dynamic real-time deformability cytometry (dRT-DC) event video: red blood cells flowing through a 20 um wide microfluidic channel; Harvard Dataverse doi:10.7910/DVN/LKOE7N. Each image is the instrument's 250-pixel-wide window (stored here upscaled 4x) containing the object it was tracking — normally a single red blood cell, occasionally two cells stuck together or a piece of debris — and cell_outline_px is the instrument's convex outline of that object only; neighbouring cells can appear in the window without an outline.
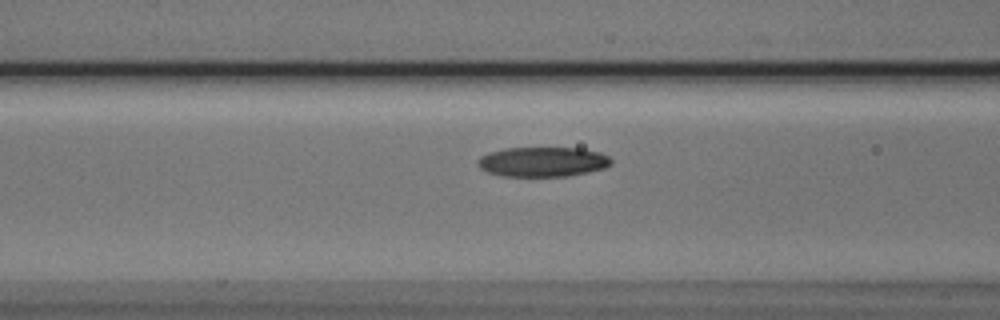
{"species": "Egyptian fruit bat (a non-hibernating species)", "species_latin": "Rousettus aegyptiacus", "temperature_condition": "cold", "stored_images_in_passage": 37, "camera_frame_rate_fps": 3000, "um_per_image_px": 0.085, "animal": {"sex": "male"}, "frame": {"image": 1, "passage_image": 10, "time_ms": 3.0, "image_size_px": [1000, 320], "cell_outline_px": [[612, 164], [604, 168], [588, 172], [568, 176], [500, 176], [488, 172], [480, 168], [480, 156], [488, 152], [504, 148], [580, 148], [600, 152], [608, 156], [612, 160]], "centroid_in_image_um": [46.16, 13.75], "position_along_channel_um": 120.4, "area_um2": 23.12}}
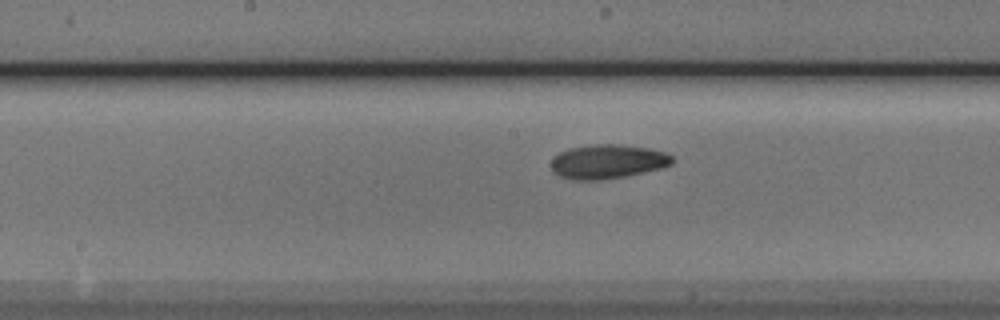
{"frame": {"image": 2, "passage_image": 16, "time_ms": 5.0, "image_size_px": [1000, 320], "cell_outline_px": [[672, 164], [664, 168], [624, 176], [600, 180], [572, 180], [560, 176], [552, 172], [552, 160], [560, 152], [568, 148], [592, 144], [620, 144], [648, 148], [664, 152], [672, 156]], "centroid_in_image_um": [51.64, 13.73], "position_along_channel_um": 196.6, "area_um2": 24.16}}
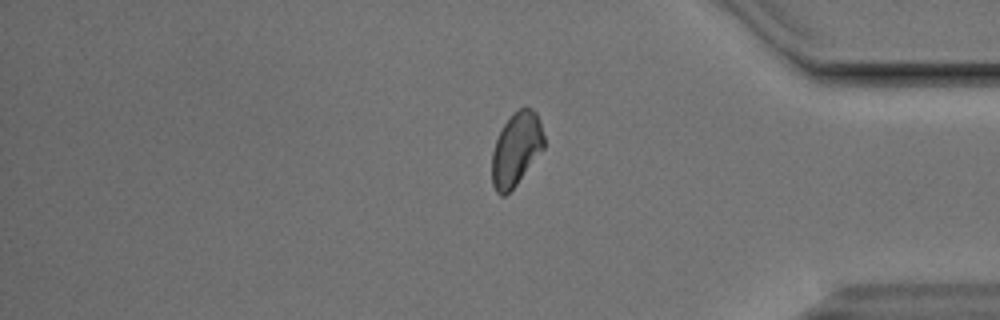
{"frame": {"image": 3, "passage_image": 33, "time_ms": 10.667, "image_size_px": [1000, 320], "cell_outline_px": [[544, 148], [516, 184], [504, 196], [500, 196], [496, 192], [492, 184], [492, 152], [496, 140], [504, 124], [512, 112], [520, 108], [532, 108], [536, 112], [540, 120], [544, 136]], "centroid_in_image_um": [43.87, 12.66], "position_along_channel_um": 391.3, "area_um2": 22.14}}